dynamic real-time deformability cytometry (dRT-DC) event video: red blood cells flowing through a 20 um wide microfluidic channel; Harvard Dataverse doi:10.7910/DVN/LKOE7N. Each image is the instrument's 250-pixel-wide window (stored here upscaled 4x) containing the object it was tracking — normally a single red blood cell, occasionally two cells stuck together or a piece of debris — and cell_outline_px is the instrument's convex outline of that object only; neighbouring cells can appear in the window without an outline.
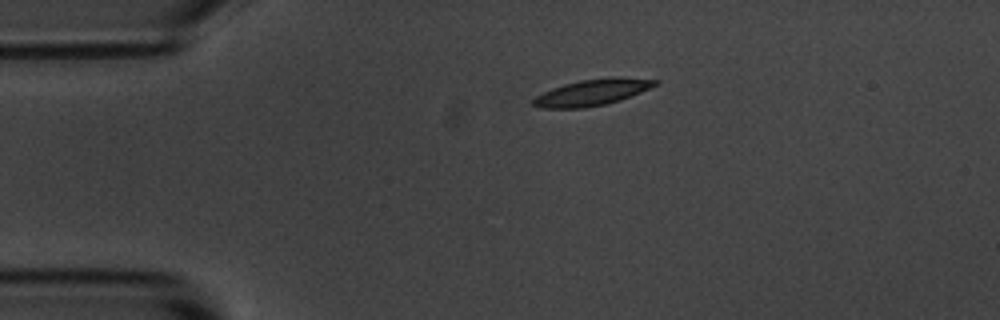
{"species": "common noctule bat (a hibernating species)", "species_latin": "Nyctalus noctula", "temperature_condition": "room temperature", "stored_images_in_passage": 2, "camera_frame_rate_fps": 3000, "um_per_image_px": 0.085, "animal": {"sex": "male", "body_mass_g": 20.1, "forearm_length_mm": 53.5}, "frame": {"image": 1, "passage_image": 1, "time_ms": 0.0, "image_size_px": [1000, 320], "cell_outline_px": [[660, 84], [620, 100], [604, 104], [584, 108], [540, 108], [532, 104], [532, 100], [536, 96], [552, 88], [564, 84], [580, 80], [608, 76], [612, 76], [660, 80]], "centroid_in_image_um": [50.36, 7.84], "position_along_channel_um": 34.6, "area_um2": 18.73}}